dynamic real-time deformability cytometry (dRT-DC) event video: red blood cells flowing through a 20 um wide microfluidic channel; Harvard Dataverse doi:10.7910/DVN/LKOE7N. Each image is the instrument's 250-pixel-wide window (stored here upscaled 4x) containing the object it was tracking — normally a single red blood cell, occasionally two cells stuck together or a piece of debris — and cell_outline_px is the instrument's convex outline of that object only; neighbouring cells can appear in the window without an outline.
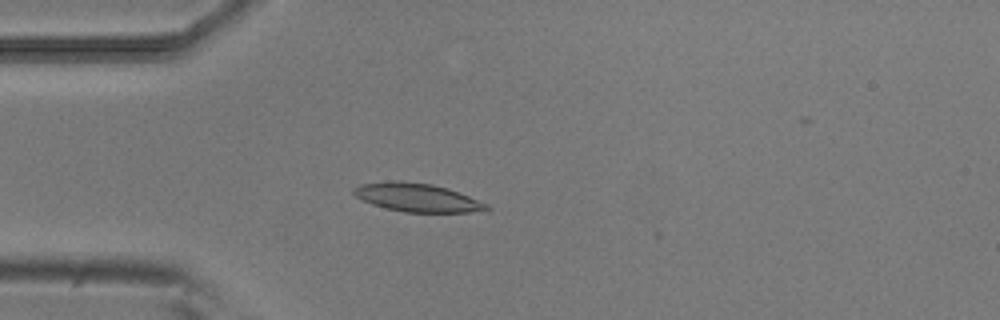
{"species": "common noctule bat (a hibernating species)", "species_latin": "Nyctalus noctula", "temperature_condition": "room temperature", "stored_images_in_passage": 9, "camera_frame_rate_fps": 3000, "um_per_image_px": 0.085, "animal": {"sex": "male", "body_mass_g": 20.5, "forearm_length_mm": 52.5}, "frame": {"image": 1, "passage_image": 5, "time_ms": 1.333, "image_size_px": [1000, 320], "cell_outline_px": [[492, 208], [488, 212], [404, 212], [384, 208], [372, 204], [356, 196], [352, 192], [352, 188], [360, 184], [388, 180], [400, 180], [432, 184], [448, 188], [488, 204]], "centroid_in_image_um": [35.48, 16.79], "position_along_channel_um": 49.5, "area_um2": 22.31}}